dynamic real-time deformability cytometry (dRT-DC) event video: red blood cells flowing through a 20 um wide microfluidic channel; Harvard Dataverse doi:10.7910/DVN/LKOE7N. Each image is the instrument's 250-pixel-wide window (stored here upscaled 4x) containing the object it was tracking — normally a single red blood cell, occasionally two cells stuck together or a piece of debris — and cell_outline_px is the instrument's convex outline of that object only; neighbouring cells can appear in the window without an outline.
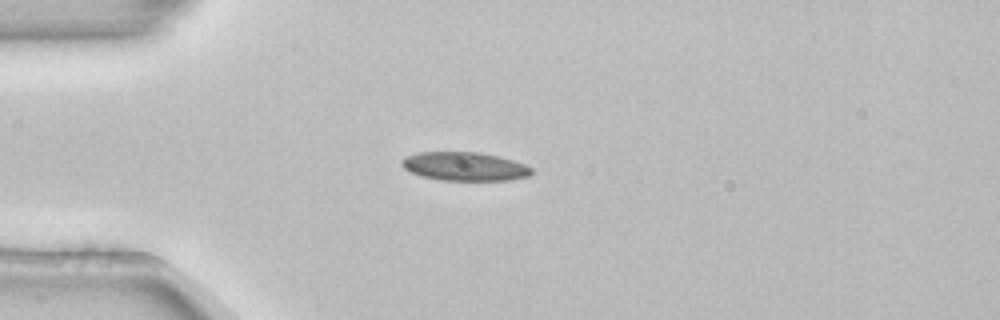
{"species": "common noctule bat (a hibernating species)", "species_latin": "Nyctalus noctula", "temperature_condition": "room temperature", "stored_images_in_passage": 3, "camera_frame_rate_fps": 3000, "um_per_image_px": 0.085, "animal": {"sex": "female", "body_mass_g": 22.7, "forearm_length_mm": 54.2}, "frame": {"image": 1, "passage_image": 2, "time_ms": 0.333, "image_size_px": [1000, 320], "cell_outline_px": [[532, 172], [528, 176], [508, 180], [440, 180], [420, 176], [404, 168], [400, 164], [400, 160], [408, 156], [420, 152], [480, 152], [512, 160], [524, 164], [532, 168]], "centroid_in_image_um": [39.47, 14.15], "position_along_channel_um": 45.5, "area_um2": 21.5}}
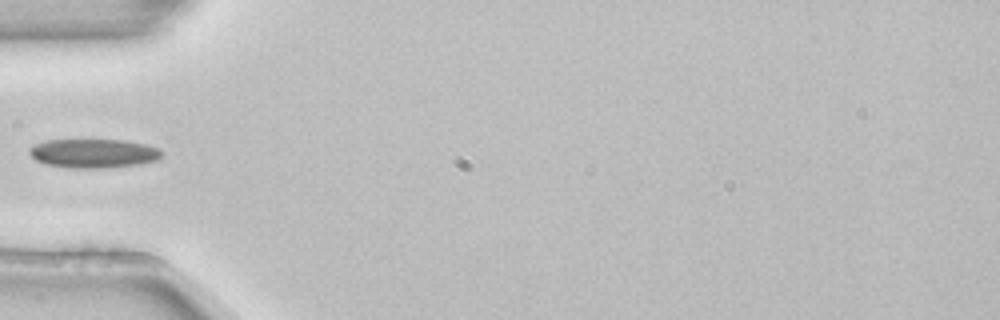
{"frame": {"image": 2, "passage_image": 3, "time_ms": 0.667, "image_size_px": [1000, 320], "cell_outline_px": [[164, 152], [156, 160], [140, 164], [104, 168], [68, 168], [44, 164], [36, 160], [28, 152], [28, 148], [44, 140], [124, 140], [144, 144], [156, 148]], "centroid_in_image_um": [7.91, 13.04], "position_along_channel_um": 77.1, "area_um2": 22.37}}